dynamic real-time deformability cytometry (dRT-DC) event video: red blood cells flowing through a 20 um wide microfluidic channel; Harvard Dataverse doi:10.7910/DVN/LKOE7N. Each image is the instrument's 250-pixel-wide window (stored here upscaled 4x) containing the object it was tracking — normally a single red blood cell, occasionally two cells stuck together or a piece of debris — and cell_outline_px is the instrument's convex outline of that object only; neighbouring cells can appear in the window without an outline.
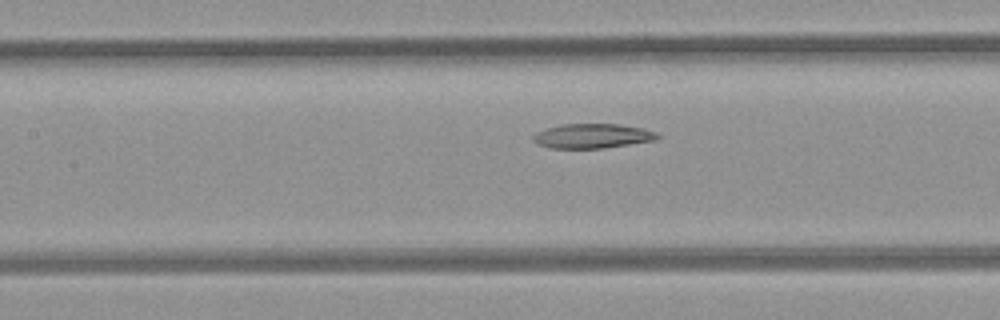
{"species": "common noctule bat (a hibernating species)", "species_latin": "Nyctalus noctula", "temperature_condition": "room temperature", "stored_images_in_passage": 22, "camera_frame_rate_fps": 3000, "um_per_image_px": 0.085, "animal": {"sex": "female", "body_mass_g": 21.9}, "frame": {"image": 1, "passage_image": 13, "time_ms": 4.0, "image_size_px": [1000, 320], "cell_outline_px": [[660, 136], [656, 140], [604, 148], [548, 148], [532, 140], [532, 136], [536, 132], [560, 124], [620, 124], [644, 128], [656, 132]], "centroid_in_image_um": [50.37, 11.55], "position_along_channel_um": 157.0, "area_um2": 17.8}}
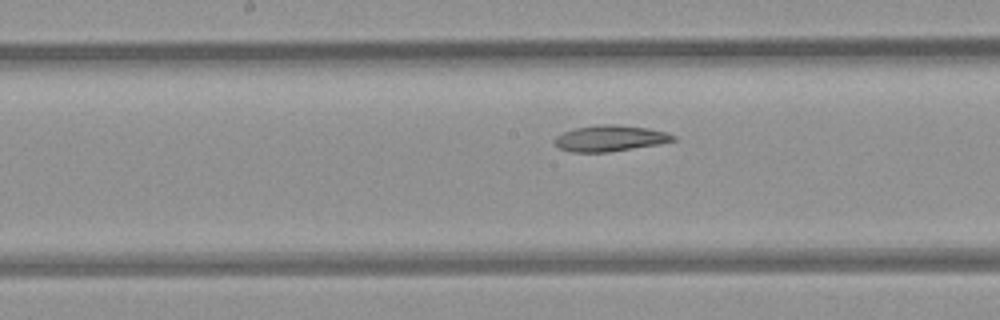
{"frame": {"image": 2, "passage_image": 16, "time_ms": 5.0, "image_size_px": [1000, 320], "cell_outline_px": [[676, 140], [660, 144], [608, 152], [572, 152], [560, 148], [552, 140], [556, 136], [564, 132], [576, 128], [596, 124], [616, 124], [648, 128], [668, 132], [676, 136]], "centroid_in_image_um": [51.88, 11.75], "position_along_channel_um": 196.3, "area_um2": 18.09}}